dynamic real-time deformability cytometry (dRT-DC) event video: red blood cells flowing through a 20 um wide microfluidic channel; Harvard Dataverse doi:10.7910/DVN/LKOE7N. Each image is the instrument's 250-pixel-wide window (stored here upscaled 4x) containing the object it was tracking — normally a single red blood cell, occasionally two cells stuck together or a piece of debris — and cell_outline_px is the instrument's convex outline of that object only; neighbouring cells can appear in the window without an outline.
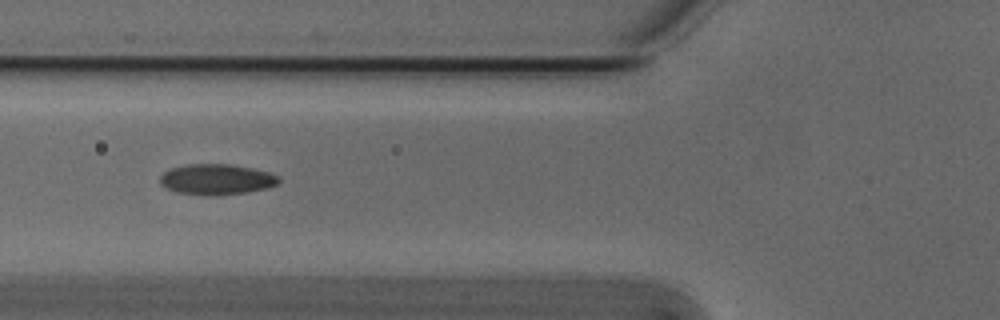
{"species": "Egyptian fruit bat (a non-hibernating species)", "species_latin": "Rousettus aegyptiacus", "temperature_condition": "cold", "stored_images_in_passage": 5, "camera_frame_rate_fps": 3000, "um_per_image_px": 0.085, "animal": {"sex": "male"}, "frame": {"image": 1, "passage_image": 3, "time_ms": 0.667, "image_size_px": [1000, 320], "cell_outline_px": [[280, 180], [276, 184], [268, 188], [248, 192], [216, 196], [208, 196], [176, 192], [160, 184], [160, 176], [164, 172], [172, 168], [188, 164], [232, 164], [272, 172]], "centroid_in_image_um": [18.42, 15.25], "position_along_channel_um": 107.4, "area_um2": 21.33}}
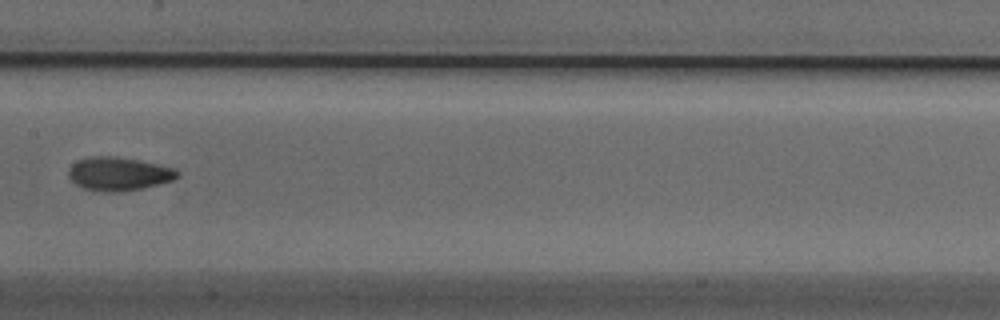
{"frame": {"image": 2, "passage_image": 5, "time_ms": 1.333, "image_size_px": [1000, 320], "cell_outline_px": [[180, 176], [172, 180], [160, 184], [144, 188], [120, 192], [104, 192], [84, 188], [76, 184], [68, 176], [68, 168], [76, 160], [92, 156], [116, 156], [176, 168], [180, 172]], "centroid_in_image_um": [10.09, 14.78], "position_along_channel_um": 197.3, "area_um2": 21.39}}